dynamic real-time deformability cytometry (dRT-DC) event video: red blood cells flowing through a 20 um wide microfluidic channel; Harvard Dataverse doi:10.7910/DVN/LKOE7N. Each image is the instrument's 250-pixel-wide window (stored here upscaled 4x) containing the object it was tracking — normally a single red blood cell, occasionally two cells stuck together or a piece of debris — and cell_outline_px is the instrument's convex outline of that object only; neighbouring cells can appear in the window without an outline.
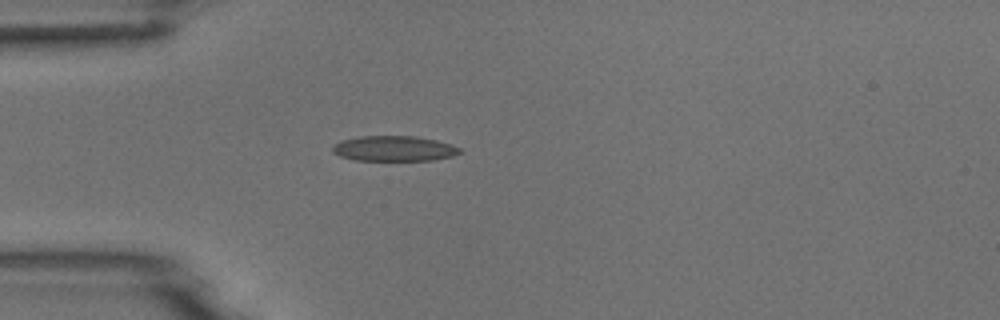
{"species": "common noctule bat (a hibernating species)", "species_latin": "Nyctalus noctula", "temperature_condition": "room temperature", "stored_images_in_passage": 5, "camera_frame_rate_fps": 3000, "um_per_image_px": 0.085, "animal": {"sex": "male", "body_mass_g": 18.8}, "frame": {"image": 1, "passage_image": 5, "time_ms": 4.667, "image_size_px": [1000, 320], "cell_outline_px": [[460, 152], [452, 156], [432, 160], [352, 160], [340, 156], [332, 152], [332, 148], [340, 140], [360, 136], [416, 136], [436, 140], [452, 144], [460, 148]], "centroid_in_image_um": [33.47, 12.62], "position_along_channel_um": 51.5, "area_um2": 18.73}}